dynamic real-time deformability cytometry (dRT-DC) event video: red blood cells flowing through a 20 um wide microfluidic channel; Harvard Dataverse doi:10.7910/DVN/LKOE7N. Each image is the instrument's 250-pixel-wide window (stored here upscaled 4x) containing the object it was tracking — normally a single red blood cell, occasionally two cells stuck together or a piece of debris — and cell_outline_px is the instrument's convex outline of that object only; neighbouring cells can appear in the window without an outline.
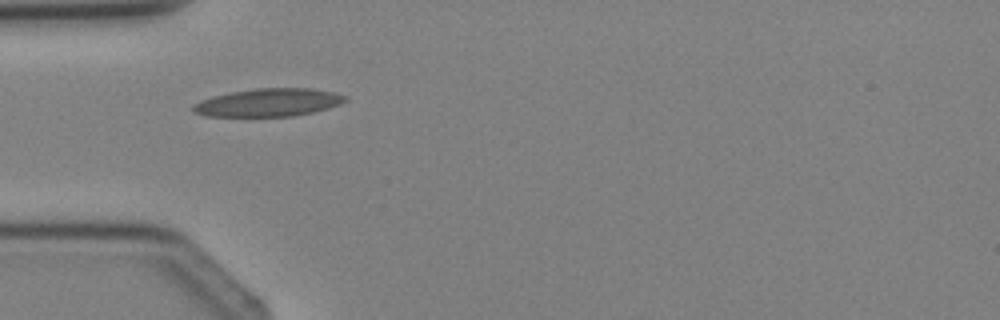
{"species": "Egyptian fruit bat (a non-hibernating species)", "species_latin": "Rousettus aegyptiacus", "temperature_condition": "cold", "stored_images_in_passage": 6, "camera_frame_rate_fps": 3000, "um_per_image_px": 0.085, "animal": {"sex": "female"}, "frame": {"image": 1, "passage_image": 5, "time_ms": 4.667, "image_size_px": [1000, 320], "cell_outline_px": [[348, 100], [340, 104], [328, 108], [312, 112], [292, 116], [204, 116], [192, 112], [192, 104], [200, 100], [212, 96], [232, 92], [256, 88], [312, 88], [332, 92], [348, 96]], "centroid_in_image_um": [22.8, 8.71], "position_along_channel_um": 62.2, "area_um2": 24.85}}
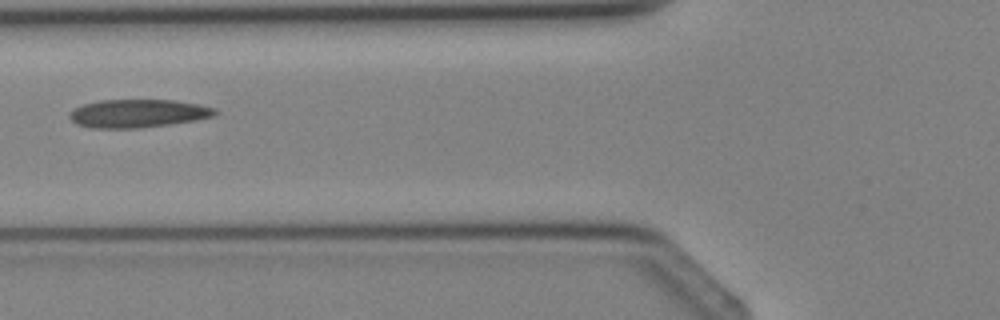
{"frame": {"image": 2, "passage_image": 6, "time_ms": 5.667, "image_size_px": [1000, 320], "cell_outline_px": [[220, 112], [216, 116], [196, 120], [168, 124], [136, 128], [92, 128], [76, 124], [68, 116], [76, 108], [84, 104], [100, 100], [172, 100], [200, 104], [216, 108]], "centroid_in_image_um": [11.79, 9.64], "position_along_channel_um": 114.0, "area_um2": 23.87}}